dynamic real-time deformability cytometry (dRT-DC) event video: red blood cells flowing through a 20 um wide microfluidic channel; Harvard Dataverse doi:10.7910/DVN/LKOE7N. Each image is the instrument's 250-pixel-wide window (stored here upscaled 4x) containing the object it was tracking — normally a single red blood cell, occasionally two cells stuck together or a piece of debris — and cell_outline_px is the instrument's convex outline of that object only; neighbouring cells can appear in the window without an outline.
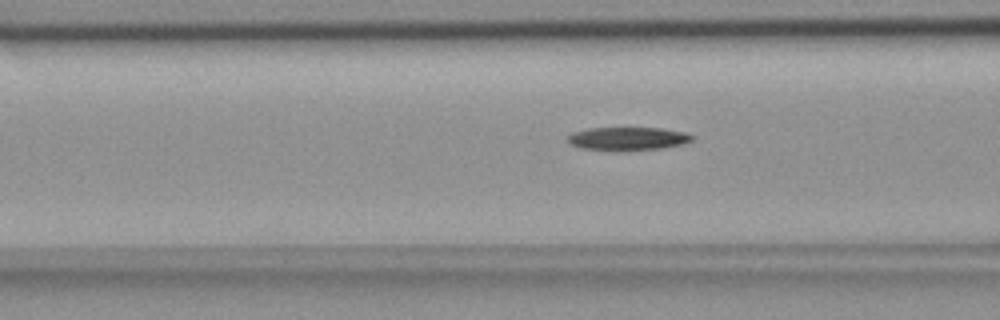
{"species": "common noctule bat (a hibernating species)", "species_latin": "Nyctalus noctula", "temperature_condition": "room temperature", "stored_images_in_passage": 56, "camera_frame_rate_fps": 3000, "um_per_image_px": 0.085, "animal": {"sex": "female", "body_mass_g": 18.4}, "frame": {"image": 1, "passage_image": 22, "time_ms": 7.0, "image_size_px": [1000, 320], "cell_outline_px": [[696, 136], [692, 140], [684, 144], [664, 148], [616, 152], [580, 148], [572, 144], [568, 140], [568, 136], [576, 132], [588, 128], [660, 128], [684, 132]], "centroid_in_image_um": [53.4, 11.81], "position_along_channel_um": 113.2, "area_um2": 17.11}}
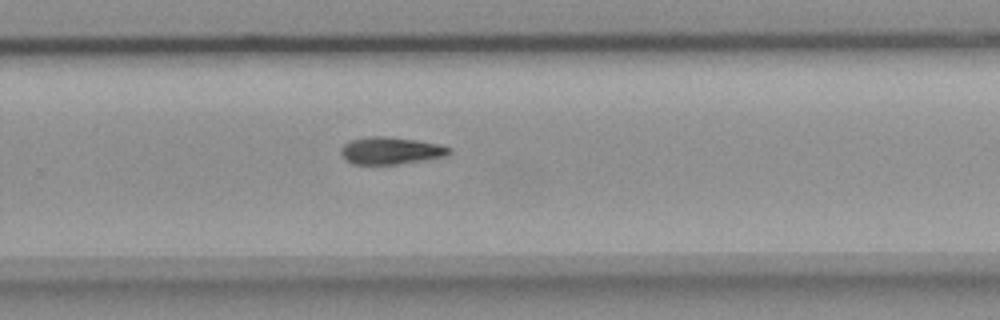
{"frame": {"image": 2, "passage_image": 37, "time_ms": 12.0, "image_size_px": [1000, 320], "cell_outline_px": [[452, 152], [444, 156], [400, 164], [352, 164], [344, 160], [340, 152], [340, 148], [344, 144], [352, 140], [368, 136], [384, 136], [416, 140], [440, 144], [452, 148]], "centroid_in_image_um": [33.19, 12.8], "position_along_channel_um": 296.6, "area_um2": 17.22}}
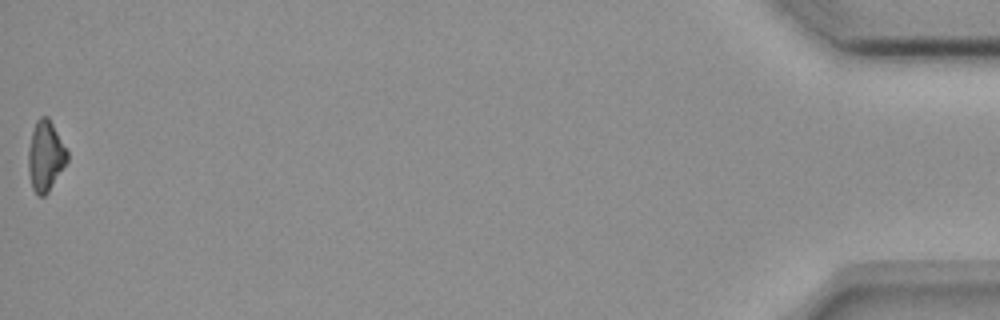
{"frame": {"image": 3, "passage_image": 56, "time_ms": 18.333, "image_size_px": [1000, 320], "cell_outline_px": [[68, 160], [48, 192], [44, 196], [40, 196], [32, 188], [28, 168], [28, 152], [32, 132], [36, 120], [40, 116], [48, 116], [68, 152]], "centroid_in_image_um": [3.86, 13.25], "position_along_channel_um": 431.3, "area_um2": 15.72}, "authors_computed_cell_mechanics": {"area_um2": 16.7909, "velocity_mm_per_s": 3.676, "shape_relaxation_time_tau1_ms": 10.8353, "shape_relaxation_time_tau2_ms": null, "deformation_change_tau1": 0.2305, "deformation_change_tau2": null}}